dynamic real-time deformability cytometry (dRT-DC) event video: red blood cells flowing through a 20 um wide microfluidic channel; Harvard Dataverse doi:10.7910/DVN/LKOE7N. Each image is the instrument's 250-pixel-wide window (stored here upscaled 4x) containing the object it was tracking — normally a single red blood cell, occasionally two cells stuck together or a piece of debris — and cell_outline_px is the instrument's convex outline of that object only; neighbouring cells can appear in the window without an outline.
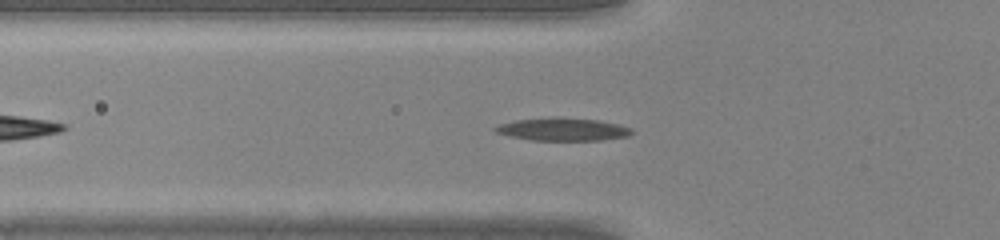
{"species": "common noctule bat (a hibernating species)", "species_latin": "Nyctalus noctula", "temperature_condition": "warm", "stored_images_in_passage": 37, "camera_frame_rate_fps": 3000, "um_per_image_px": 0.085, "animal": {"sex": "male", "body_mass_g": 20.0, "forearm_length_mm": 53.3}, "frame": {"image": 1, "passage_image": 7, "time_ms": 2.0, "image_size_px": [1000, 240], "cell_outline_px": [[632, 132], [628, 136], [600, 140], [532, 140], [508, 136], [496, 132], [492, 128], [500, 124], [516, 120], [556, 116], [596, 120], [620, 124], [632, 128]], "centroid_in_image_um": [47.82, 10.98], "position_along_channel_um": 78.0, "area_um2": 18.21}}
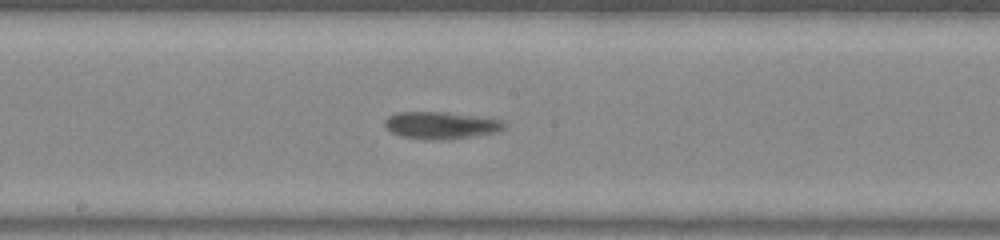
{"frame": {"image": 2, "passage_image": 16, "time_ms": 5.0, "image_size_px": [1000, 240], "cell_outline_px": [[508, 124], [504, 128], [496, 132], [448, 140], [432, 140], [400, 136], [392, 132], [384, 124], [384, 120], [388, 116], [396, 112], [444, 112], [476, 116], [504, 120]], "centroid_in_image_um": [37.49, 10.65], "position_along_channel_um": 210.7, "area_um2": 18.96}}
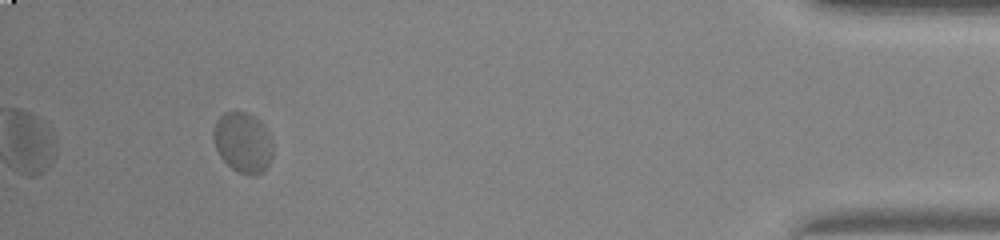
{"frame": {"image": 3, "passage_image": 34, "time_ms": 11.0, "image_size_px": [1000, 240], "cell_outline_px": [[272, 156], [264, 172], [256, 176], [248, 176], [236, 172], [220, 156], [216, 148], [212, 136], [212, 132], [216, 120], [224, 112], [248, 112], [260, 120], [264, 124], [272, 144]], "centroid_in_image_um": [20.64, 12.12], "position_along_channel_um": 414.6, "area_um2": 21.15}}